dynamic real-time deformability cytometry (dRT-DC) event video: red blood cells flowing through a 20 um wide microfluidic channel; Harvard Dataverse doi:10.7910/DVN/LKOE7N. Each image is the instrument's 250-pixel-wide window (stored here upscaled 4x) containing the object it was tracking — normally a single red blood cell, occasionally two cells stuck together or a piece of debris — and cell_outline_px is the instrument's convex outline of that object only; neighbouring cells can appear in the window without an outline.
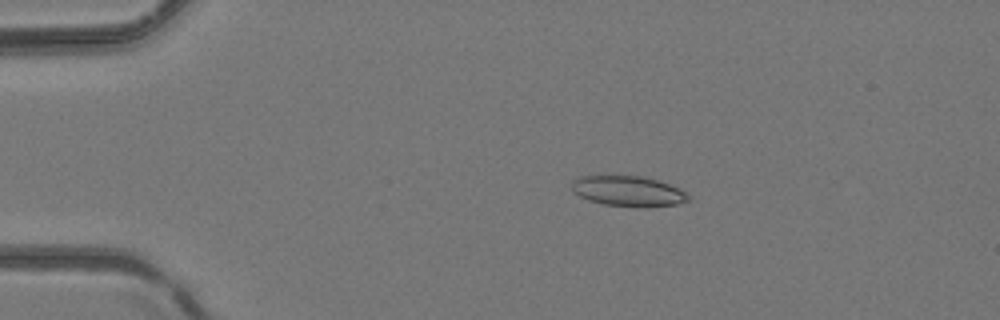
{"species": "common noctule bat (a hibernating species)", "species_latin": "Nyctalus noctula", "temperature_condition": "room temperature", "stored_images_in_passage": 2, "camera_frame_rate_fps": 3000, "um_per_image_px": 0.085, "animal": {"sex": "female", "body_mass_g": 24.6, "forearm_length_mm": 56.2}, "frame": {"image": 1, "passage_image": 1, "time_ms": 0.0, "image_size_px": [1000, 320], "cell_outline_px": [[692, 200], [676, 204], [644, 208], [640, 208], [604, 204], [588, 200], [572, 192], [572, 180], [576, 176], [644, 176], [668, 184], [692, 196]], "centroid_in_image_um": [53.39, 16.26], "position_along_channel_um": 31.6, "area_um2": 20.81}}